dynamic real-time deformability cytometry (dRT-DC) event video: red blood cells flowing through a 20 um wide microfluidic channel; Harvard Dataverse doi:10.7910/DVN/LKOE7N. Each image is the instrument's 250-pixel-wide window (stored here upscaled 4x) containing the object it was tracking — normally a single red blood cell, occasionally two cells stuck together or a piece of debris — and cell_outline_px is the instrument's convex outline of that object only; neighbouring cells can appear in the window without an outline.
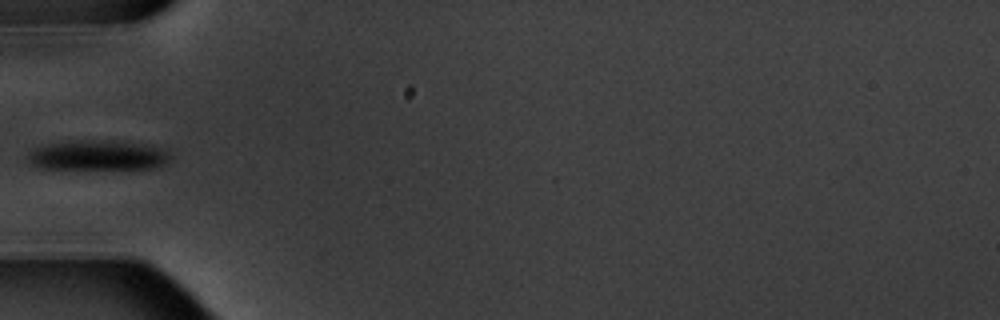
{"species": "common noctule bat (a hibernating species)", "species_latin": "Nyctalus noctula", "temperature_condition": "warm", "stored_images_in_passage": 6, "camera_frame_rate_fps": 3000, "um_per_image_px": 0.085, "animal": {"sex": "male", "body_mass_g": 20.1, "forearm_length_mm": 53.5}, "frame": {"image": 1, "passage_image": 5, "time_ms": 5.0, "image_size_px": [1000, 320], "cell_outline_px": [[172, 160], [160, 168], [36, 168], [28, 160], [28, 152], [36, 148], [52, 144], [80, 140], [104, 140], [160, 148], [168, 152], [172, 156]], "centroid_in_image_um": [8.34, 13.22], "position_along_channel_um": 76.7, "area_um2": 24.28}}
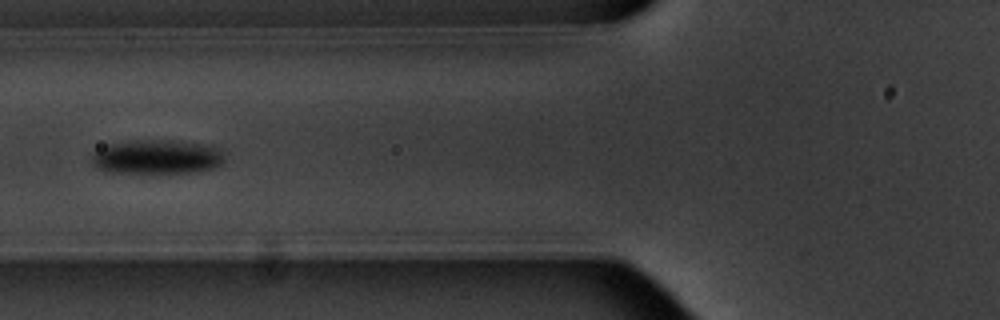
{"frame": {"image": 2, "passage_image": 6, "time_ms": 6.0, "image_size_px": [1000, 320], "cell_outline_px": [[224, 160], [220, 164], [212, 168], [200, 172], [104, 172], [96, 168], [92, 164], [92, 152], [108, 144], [136, 140], [176, 140], [200, 144], [216, 148], [224, 152]], "centroid_in_image_um": [13.3, 13.33], "position_along_channel_um": 112.5, "area_um2": 26.47}}